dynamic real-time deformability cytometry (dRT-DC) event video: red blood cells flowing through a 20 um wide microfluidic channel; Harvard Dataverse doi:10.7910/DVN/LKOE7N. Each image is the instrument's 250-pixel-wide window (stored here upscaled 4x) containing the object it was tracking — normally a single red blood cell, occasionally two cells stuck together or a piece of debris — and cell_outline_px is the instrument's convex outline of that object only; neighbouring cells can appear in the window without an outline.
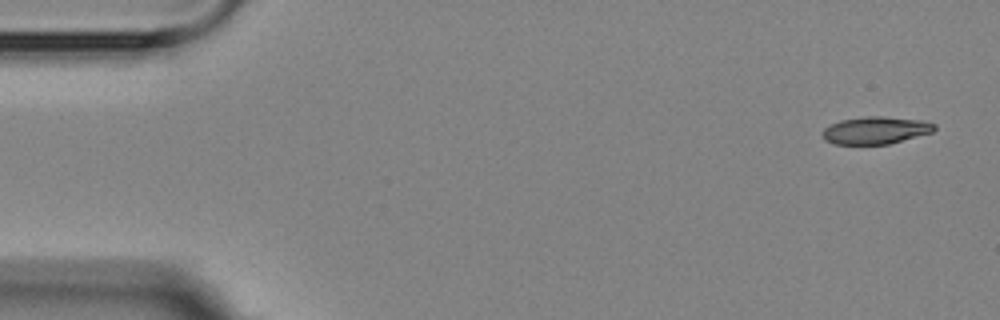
{"species": "Egyptian fruit bat (a non-hibernating species)", "species_latin": "Rousettus aegyptiacus", "temperature_condition": "room temperature", "stored_images_in_passage": 3, "camera_frame_rate_fps": 3000, "um_per_image_px": 0.085, "animal": {"sex": "female"}, "frame": {"image": 1, "passage_image": 1, "time_ms": 0.0, "image_size_px": [1000, 320], "cell_outline_px": [[936, 128], [932, 132], [888, 144], [836, 144], [824, 140], [824, 128], [840, 120], [868, 116], [884, 116], [920, 120], [936, 124]], "centroid_in_image_um": [74.44, 11.07], "position_along_channel_um": 10.6, "area_um2": 17.63}}